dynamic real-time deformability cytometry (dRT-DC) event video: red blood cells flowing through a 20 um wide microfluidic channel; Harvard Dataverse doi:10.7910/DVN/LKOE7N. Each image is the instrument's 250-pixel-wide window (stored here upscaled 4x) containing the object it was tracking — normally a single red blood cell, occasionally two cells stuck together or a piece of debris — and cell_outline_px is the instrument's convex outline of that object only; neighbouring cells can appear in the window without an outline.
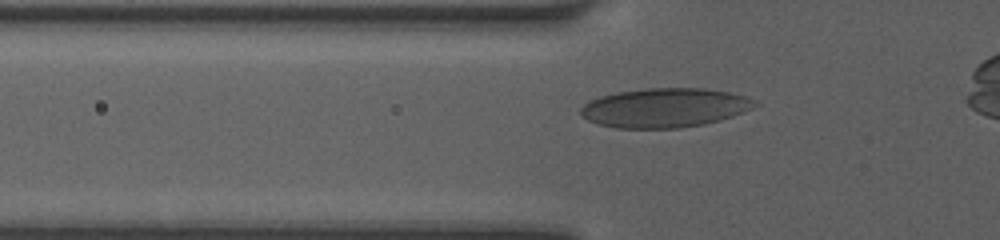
{"species": "human", "species_latin": "Homo sapiens", "temperature_condition": "room temperature", "stored_images_in_passage": 31, "camera_frame_rate_fps": 3000, "um_per_image_px": 0.085, "donor": {"sex": "female"}, "frame": {"image": 1, "passage_image": 3, "time_ms": 0.667, "image_size_px": [1000, 240], "cell_outline_px": [[760, 104], [752, 108], [732, 116], [720, 120], [704, 124], [680, 128], [616, 128], [600, 124], [588, 120], [580, 116], [580, 108], [588, 100], [600, 96], [616, 92], [648, 88], [704, 88], [728, 92], [748, 96]], "centroid_in_image_um": [56.49, 9.15], "position_along_channel_um": 69.3, "area_um2": 40.0}}
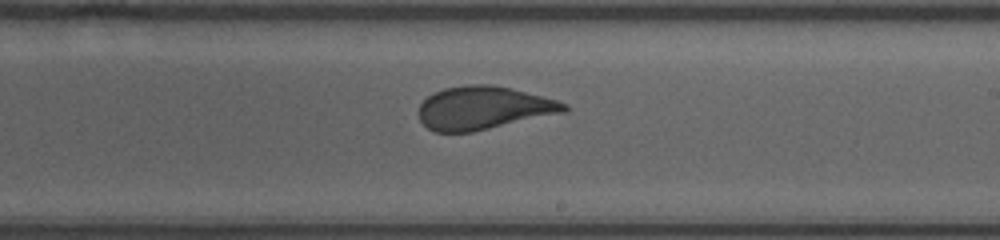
{"frame": {"image": 2, "passage_image": 16, "time_ms": 5.0, "image_size_px": [1000, 240], "cell_outline_px": [[568, 112], [472, 132], [436, 132], [428, 128], [420, 120], [420, 104], [432, 92], [444, 88], [464, 84], [492, 84], [556, 100], [568, 104]], "centroid_in_image_um": [41.1, 9.18], "position_along_channel_um": 247.9, "area_um2": 36.53}}
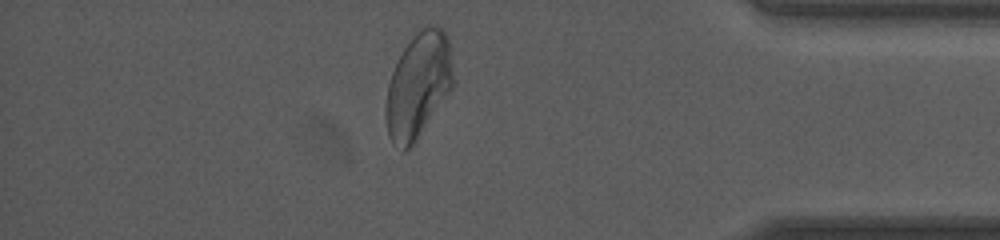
{"frame": {"image": 3, "passage_image": 29, "time_ms": 9.333, "image_size_px": [1000, 240], "cell_outline_px": [[452, 88], [412, 144], [404, 152], [388, 136], [384, 116], [384, 108], [388, 84], [392, 72], [404, 48], [412, 36], [424, 24], [428, 24], [444, 28], [448, 36], [452, 72]], "centroid_in_image_um": [35.52, 7.2], "position_along_channel_um": 399.7, "area_um2": 40.92}}